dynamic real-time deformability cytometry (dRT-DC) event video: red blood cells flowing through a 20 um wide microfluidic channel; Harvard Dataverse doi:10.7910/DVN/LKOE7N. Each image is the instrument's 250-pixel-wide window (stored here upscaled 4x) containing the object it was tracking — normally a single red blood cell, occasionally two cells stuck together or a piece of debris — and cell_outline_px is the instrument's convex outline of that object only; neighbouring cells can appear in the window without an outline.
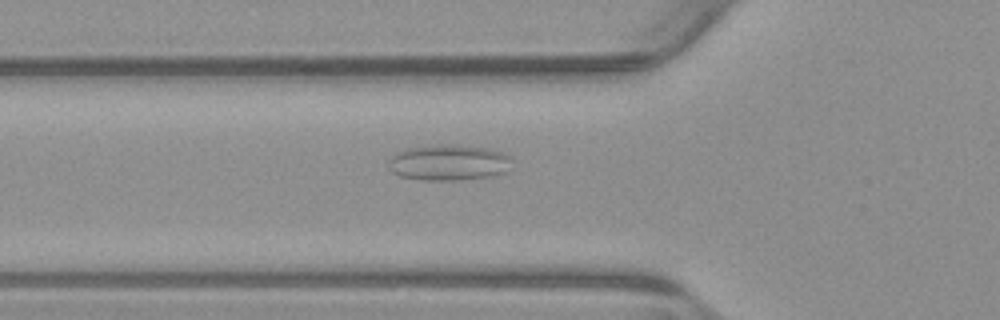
{"species": "common noctule bat (a hibernating species)", "species_latin": "Nyctalus noctula", "temperature_condition": "warm", "stored_images_in_passage": 41, "camera_frame_rate_fps": 3000, "um_per_image_px": 0.085, "animal": {"sex": "male", "body_mass_g": 23.1, "forearm_length_mm": 52.7}, "frame": {"image": 1, "passage_image": 5, "time_ms": 1.333, "image_size_px": [1000, 320], "cell_outline_px": [[512, 156], [500, 172], [488, 176], [460, 180], [420, 180], [400, 176], [392, 172], [388, 168], [388, 160], [396, 152], [404, 148], [440, 144], [468, 144], [488, 148]], "centroid_in_image_um": [38.02, 13.79], "position_along_channel_um": 87.8, "area_um2": 25.78}}
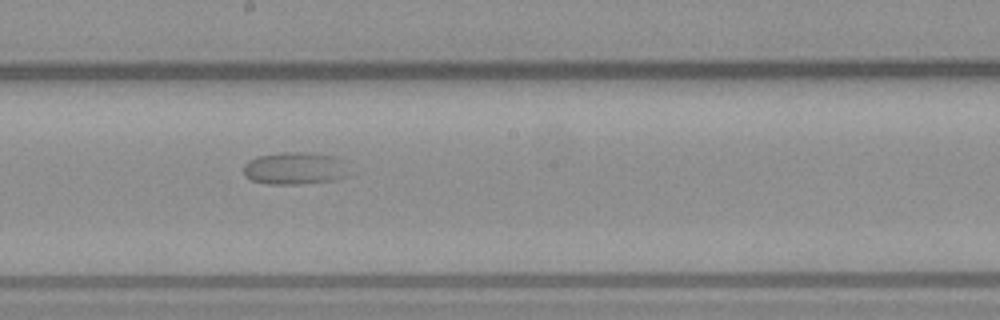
{"frame": {"image": 2, "passage_image": 16, "time_ms": 5.0, "image_size_px": [1000, 320], "cell_outline_px": [[344, 160], [340, 176], [336, 180], [300, 184], [268, 184], [252, 180], [244, 176], [244, 164], [248, 160], [256, 156], [280, 152], [304, 152], [336, 156]], "centroid_in_image_um": [24.94, 14.29], "position_along_channel_um": 223.3, "area_um2": 19.59}}
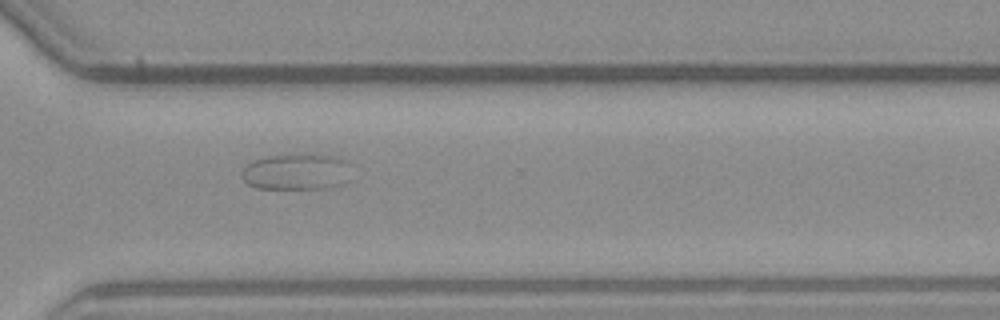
{"frame": {"image": 3, "passage_image": 26, "time_ms": 8.333, "image_size_px": [1000, 320], "cell_outline_px": [[348, 160], [340, 184], [324, 188], [256, 188], [248, 184], [240, 176], [240, 172], [252, 160], [268, 156], [296, 152], [316, 152], [340, 156]], "centroid_in_image_um": [25.1, 14.53], "position_along_channel_um": 345.5, "area_um2": 23.35}}